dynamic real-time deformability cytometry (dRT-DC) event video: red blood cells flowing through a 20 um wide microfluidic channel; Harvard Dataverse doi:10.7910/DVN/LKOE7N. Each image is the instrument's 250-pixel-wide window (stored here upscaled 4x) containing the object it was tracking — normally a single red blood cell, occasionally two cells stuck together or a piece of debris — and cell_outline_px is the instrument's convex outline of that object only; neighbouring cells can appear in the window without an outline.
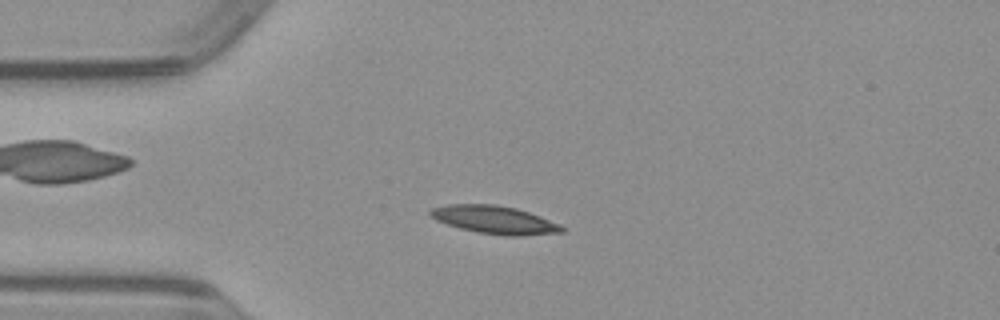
{"species": "common noctule bat (a hibernating species)", "species_latin": "Nyctalus noctula", "temperature_condition": "warm", "stored_images_in_passage": 50, "camera_frame_rate_fps": 3000, "um_per_image_px": 0.085, "animal": {"sex": "male", "body_mass_g": 23.1, "forearm_length_mm": 52.7}, "frame": {"image": 1, "passage_image": 12, "time_ms": 3.667, "image_size_px": [1000, 320], "cell_outline_px": [[564, 232], [516, 236], [508, 236], [476, 232], [460, 228], [436, 220], [428, 212], [432, 208], [448, 204], [496, 204], [516, 208], [540, 216], [560, 224], [564, 228]], "centroid_in_image_um": [42.04, 18.68], "position_along_channel_um": 43.0, "area_um2": 21.33}}
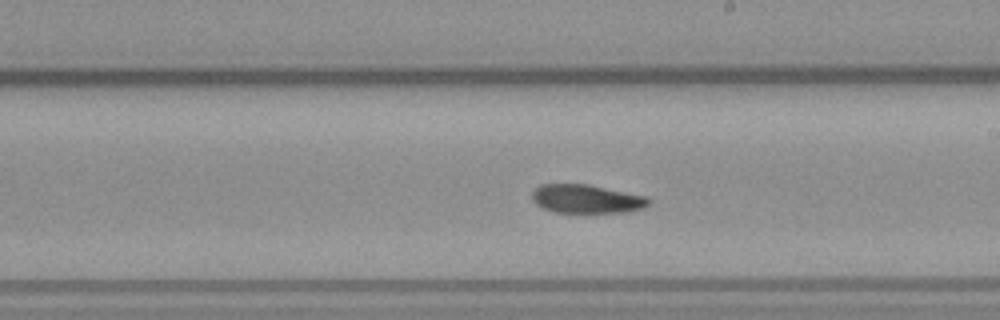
{"frame": {"image": 2, "passage_image": 28, "time_ms": 9.0, "image_size_px": [1000, 320], "cell_outline_px": [[648, 204], [644, 208], [628, 212], [552, 212], [536, 204], [532, 200], [532, 192], [540, 184], [588, 184], [644, 196], [648, 200]], "centroid_in_image_um": [49.81, 16.91], "position_along_channel_um": 239.2, "area_um2": 19.25}}
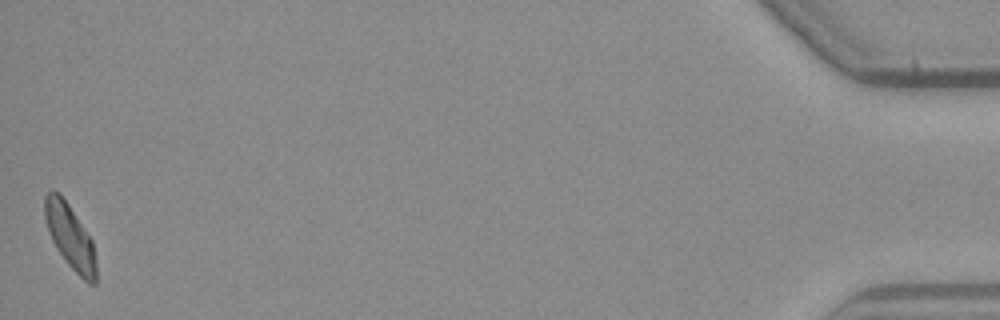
{"frame": {"image": 3, "passage_image": 50, "time_ms": 16.333, "image_size_px": [1000, 320], "cell_outline_px": [[96, 284], [88, 284], [68, 264], [56, 248], [48, 232], [44, 216], [44, 196], [52, 188], [60, 192], [92, 240], [96, 260]], "centroid_in_image_um": [5.94, 20.09], "position_along_channel_um": 429.3, "area_um2": 19.31}}